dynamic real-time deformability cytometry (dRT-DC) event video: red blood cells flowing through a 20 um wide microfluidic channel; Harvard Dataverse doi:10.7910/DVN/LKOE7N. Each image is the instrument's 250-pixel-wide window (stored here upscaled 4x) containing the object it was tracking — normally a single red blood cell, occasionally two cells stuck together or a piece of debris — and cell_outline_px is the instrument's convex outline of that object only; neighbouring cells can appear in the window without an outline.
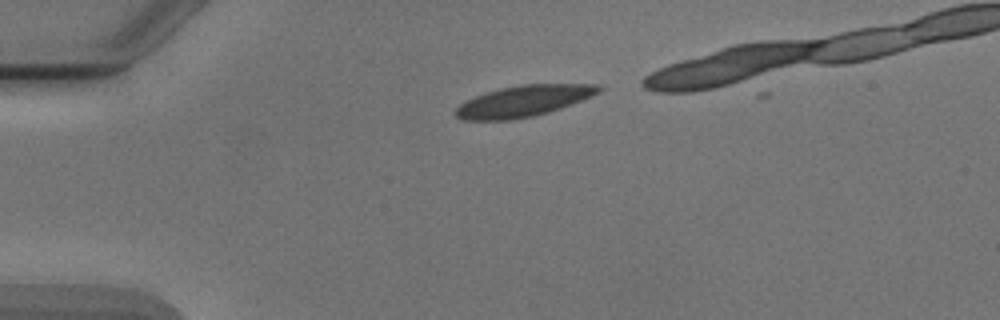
{"species": "Egyptian fruit bat (a non-hibernating species)", "species_latin": "Rousettus aegyptiacus", "temperature_condition": "cold", "stored_images_in_passage": 5, "segment_of_instrument_passage": [2, 2], "camera_frame_rate_fps": 3000, "um_per_image_px": 0.085, "animal": {"sex": "male"}, "frame": {"image": 1, "passage_image": 5, "time_ms": 5.333, "image_size_px": [1000, 320], "cell_outline_px": [[604, 88], [600, 92], [592, 96], [560, 108], [548, 112], [532, 116], [512, 120], [460, 120], [452, 112], [464, 100], [500, 88], [520, 84], [600, 84]], "centroid_in_image_um": [44.48, 8.59], "position_along_channel_um": 40.5, "area_um2": 26.07}}